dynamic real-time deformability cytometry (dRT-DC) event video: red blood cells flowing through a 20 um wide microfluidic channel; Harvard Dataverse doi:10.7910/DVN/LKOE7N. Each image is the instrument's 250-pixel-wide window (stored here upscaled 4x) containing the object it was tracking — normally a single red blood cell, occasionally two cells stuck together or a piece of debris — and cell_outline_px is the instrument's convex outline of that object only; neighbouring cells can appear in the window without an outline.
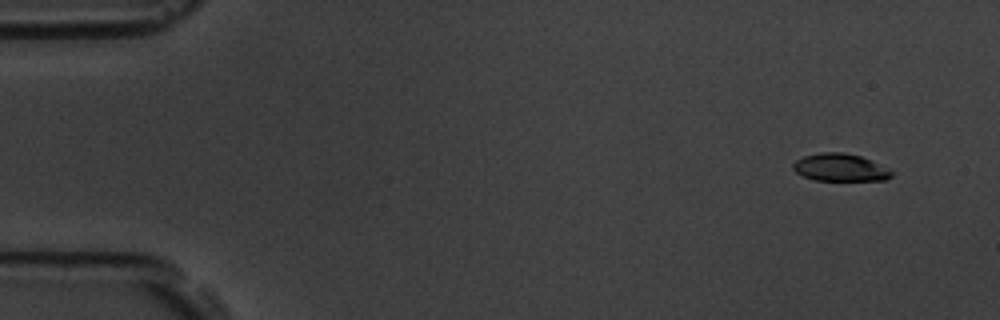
{"species": "common noctule bat (a hibernating species)", "species_latin": "Nyctalus noctula", "temperature_condition": "room temperature", "stored_images_in_passage": 4, "camera_frame_rate_fps": 3000, "um_per_image_px": 0.085, "animal": {"sex": "male", "body_mass_g": 19.5, "forearm_length_mm": 54.6}, "frame": {"image": 1, "passage_image": 1, "time_ms": 0.0, "image_size_px": [1000, 320], "cell_outline_px": [[892, 176], [884, 180], [812, 180], [796, 172], [792, 168], [792, 164], [796, 160], [804, 156], [820, 152], [844, 152], [860, 156], [888, 168], [892, 172]], "centroid_in_image_um": [71.38, 14.23], "position_along_channel_um": 13.6, "area_um2": 15.72}}
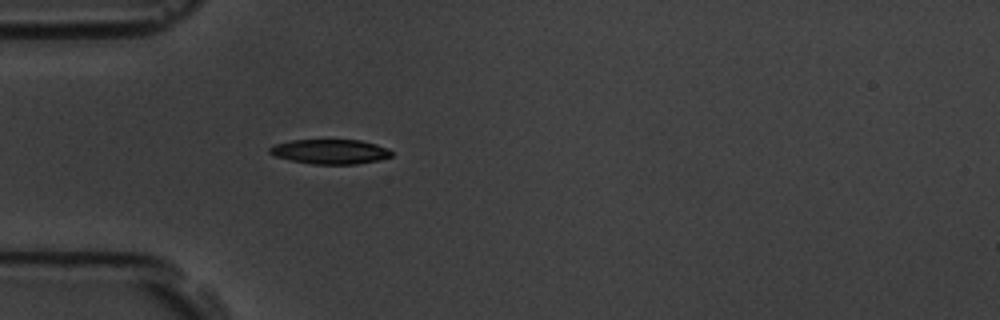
{"frame": {"image": 2, "passage_image": 4, "time_ms": 1.0, "image_size_px": [1000, 320], "cell_outline_px": [[392, 156], [380, 160], [356, 164], [312, 164], [292, 160], [276, 156], [268, 152], [268, 148], [276, 144], [292, 140], [360, 140], [376, 144], [388, 148], [392, 152]], "centroid_in_image_um": [28.09, 12.89], "position_along_channel_um": 56.9, "area_um2": 17.46}}